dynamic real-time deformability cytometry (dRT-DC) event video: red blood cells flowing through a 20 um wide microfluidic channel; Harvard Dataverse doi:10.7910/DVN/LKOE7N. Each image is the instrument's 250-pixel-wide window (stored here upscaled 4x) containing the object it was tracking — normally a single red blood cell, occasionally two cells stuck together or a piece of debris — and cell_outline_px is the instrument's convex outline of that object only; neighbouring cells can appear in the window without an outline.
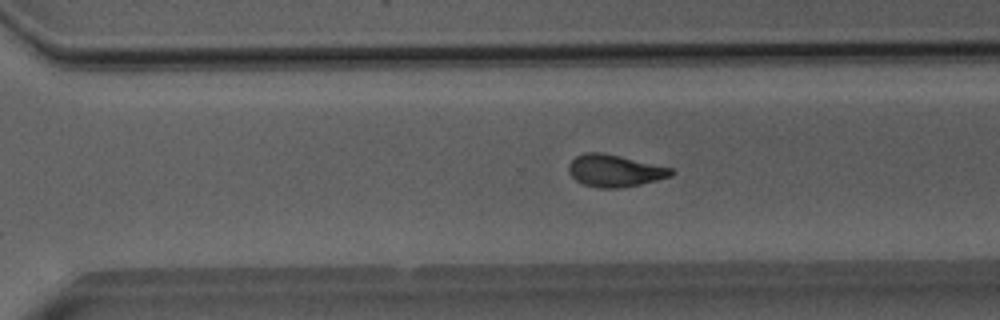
{"species": "Egyptian fruit bat (a non-hibernating species)", "species_latin": "Rousettus aegyptiacus", "temperature_condition": "room temperature", "stored_images_in_passage": 36, "camera_frame_rate_fps": 3000, "um_per_image_px": 0.085, "animal": {"sex": "male"}, "frame": {"image": 1, "passage_image": 20, "time_ms": 6.333, "image_size_px": [1000, 320], "cell_outline_px": [[676, 172], [672, 176], [640, 184], [620, 188], [600, 188], [584, 184], [576, 180], [568, 172], [568, 164], [576, 156], [584, 152], [600, 152], [620, 156], [672, 168]], "centroid_in_image_um": [52.24, 14.51], "position_along_channel_um": 318.4, "area_um2": 19.13}}
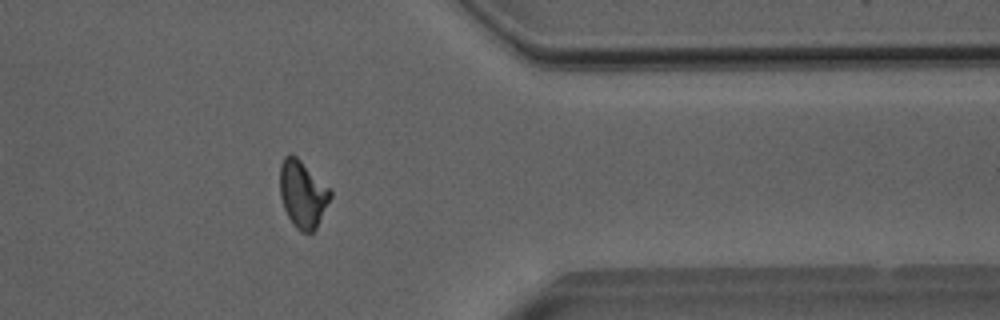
{"frame": {"image": 2, "passage_image": 26, "time_ms": 8.333, "image_size_px": [1000, 320], "cell_outline_px": [[332, 196], [316, 228], [312, 232], [300, 232], [292, 224], [284, 208], [280, 196], [280, 164], [284, 156], [288, 152], [296, 156], [332, 192]], "centroid_in_image_um": [25.7, 16.5], "position_along_channel_um": 385.7, "area_um2": 19.54}}
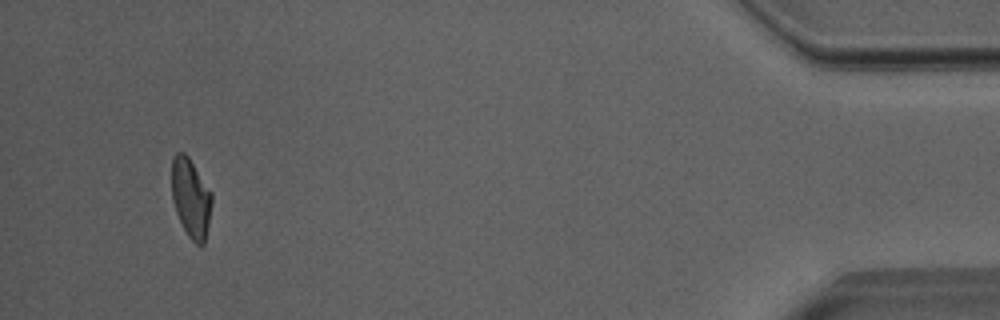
{"frame": {"image": 3, "passage_image": 33, "time_ms": 10.667, "image_size_px": [1000, 320], "cell_outline_px": [[212, 204], [204, 244], [196, 244], [188, 236], [176, 212], [172, 200], [172, 160], [176, 152], [184, 152], [188, 156], [212, 192]], "centroid_in_image_um": [16.22, 16.8], "position_along_channel_um": 419.0, "area_um2": 18.38}, "authors_computed_cell_mechanics": {"area_um2": 18.9584, "velocity_mm_per_s": 4.0194, "shape_relaxation_time_tau1_ms": 6.6123, "shape_relaxation_time_tau2_ms": 2.8352, "deformation_change_tau1": 0.2023, "deformation_change_tau2": 0.1017}}